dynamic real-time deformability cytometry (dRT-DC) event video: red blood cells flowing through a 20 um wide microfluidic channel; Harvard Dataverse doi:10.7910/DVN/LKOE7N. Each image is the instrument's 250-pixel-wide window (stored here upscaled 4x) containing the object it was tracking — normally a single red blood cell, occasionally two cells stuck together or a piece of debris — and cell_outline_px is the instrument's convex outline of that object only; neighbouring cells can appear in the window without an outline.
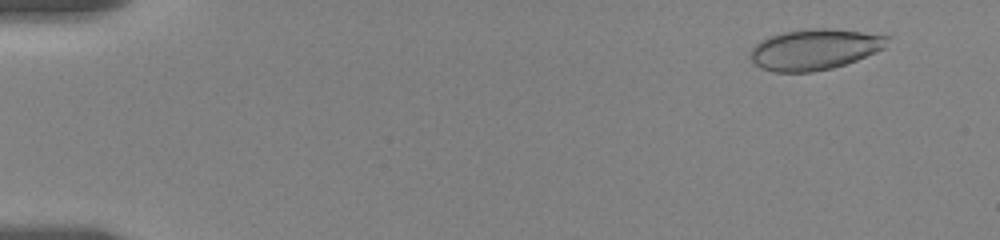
{"species": "human", "species_latin": "Homo sapiens", "temperature_condition": "room temperature", "stored_images_in_passage": 58, "camera_frame_rate_fps": 3000, "um_per_image_px": 0.085, "donor": {"sex": "female"}, "frame": {"image": 1, "passage_image": 5, "time_ms": 1.333, "image_size_px": [1000, 240], "cell_outline_px": [[892, 36], [884, 48], [876, 52], [856, 60], [832, 68], [812, 72], [776, 72], [760, 68], [748, 56], [752, 48], [760, 40], [768, 36], [784, 32], [808, 28], [828, 28]], "centroid_in_image_um": [69.23, 4.19], "position_along_channel_um": 15.8, "area_um2": 32.6}}
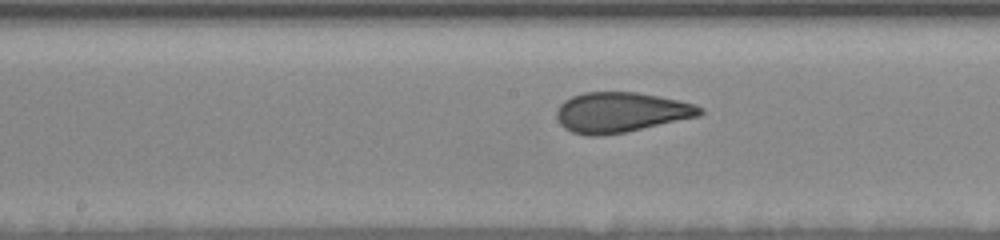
{"frame": {"image": 2, "passage_image": 31, "time_ms": 10.0, "image_size_px": [1000, 240], "cell_outline_px": [[704, 112], [700, 116], [624, 132], [600, 136], [588, 136], [572, 132], [564, 128], [560, 124], [556, 116], [556, 112], [560, 104], [564, 100], [572, 96], [584, 92], [636, 92], [660, 96], [696, 104], [704, 108]], "centroid_in_image_um": [52.77, 9.54], "position_along_channel_um": 195.4, "area_um2": 33.64}}
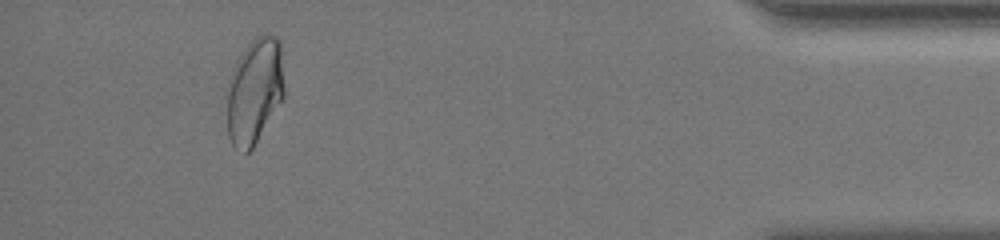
{"frame": {"image": 3, "passage_image": 54, "time_ms": 17.667, "image_size_px": [1000, 240], "cell_outline_px": [[284, 96], [252, 148], [248, 152], [244, 152], [236, 148], [232, 144], [228, 136], [224, 92], [228, 80], [236, 60], [248, 44], [256, 36], [276, 36], [280, 40], [284, 88]], "centroid_in_image_um": [21.58, 7.74], "position_along_channel_um": 413.6, "area_um2": 35.66}, "authors_computed_cell_mechanics": {"area_um2": 33.2639, "velocity_mm_per_s": 3.5235, "shape_relaxation_time_tau1_ms": 8.8733, "shape_relaxation_time_tau2_ms": 0.7925, "deformation_change_tau1": 0.1968, "deformation_change_tau2": 0.0662}}